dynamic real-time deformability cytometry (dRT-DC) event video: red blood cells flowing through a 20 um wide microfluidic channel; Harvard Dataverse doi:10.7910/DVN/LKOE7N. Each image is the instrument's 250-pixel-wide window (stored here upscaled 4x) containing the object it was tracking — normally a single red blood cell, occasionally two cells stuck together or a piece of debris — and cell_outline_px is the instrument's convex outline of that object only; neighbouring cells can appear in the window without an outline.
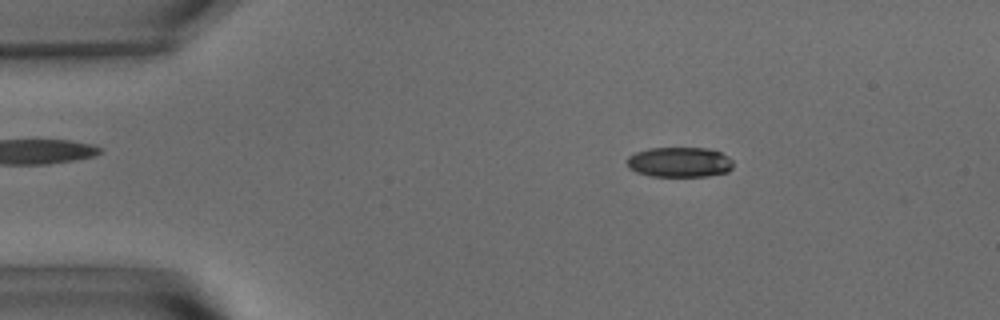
{"species": "common noctule bat (a hibernating species)", "species_latin": "Nyctalus noctula", "temperature_condition": "warm", "stored_images_in_passage": 51, "camera_frame_rate_fps": 3000, "um_per_image_px": 0.085, "animal": {"sex": "male", "body_mass_g": 15.6}, "frame": {"image": 1, "passage_image": 5, "time_ms": 1.333, "image_size_px": [1000, 320], "cell_outline_px": [[732, 168], [728, 172], [708, 176], [652, 176], [636, 172], [628, 168], [628, 156], [636, 152], [648, 148], [708, 148], [720, 152], [728, 156], [732, 160]], "centroid_in_image_um": [57.77, 13.78], "position_along_channel_um": 27.2, "area_um2": 18.67}}
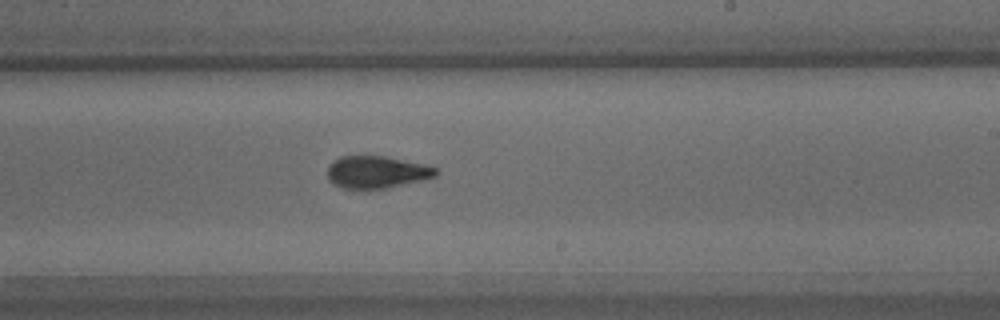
{"frame": {"image": 2, "passage_image": 29, "time_ms": 9.333, "image_size_px": [1000, 320], "cell_outline_px": [[440, 172], [436, 176], [420, 180], [384, 188], [344, 188], [328, 180], [328, 168], [340, 156], [384, 156], [424, 164], [436, 168]], "centroid_in_image_um": [32.04, 14.61], "position_along_channel_um": 257.0, "area_um2": 19.88}}
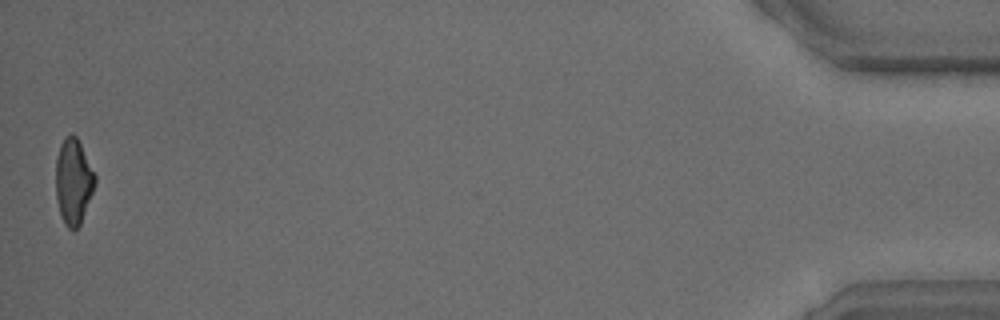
{"frame": {"image": 3, "passage_image": 51, "time_ms": 16.667, "image_size_px": [1000, 320], "cell_outline_px": [[96, 184], [80, 224], [72, 232], [64, 224], [60, 216], [56, 196], [56, 160], [60, 144], [64, 136], [72, 132], [76, 136], [96, 176]], "centroid_in_image_um": [6.23, 15.43], "position_along_channel_um": 429.0, "area_um2": 19.65}, "authors_computed_cell_mechanics": {"area_um2": 20.3456, "velocity_mm_per_s": 3.6216, "shape_relaxation_time_tau1_ms": 5.0736, "shape_relaxation_time_tau2_ms": 2.3119, "deformation_change_tau1": 0.1731, "deformation_change_tau2": 0.0919}}